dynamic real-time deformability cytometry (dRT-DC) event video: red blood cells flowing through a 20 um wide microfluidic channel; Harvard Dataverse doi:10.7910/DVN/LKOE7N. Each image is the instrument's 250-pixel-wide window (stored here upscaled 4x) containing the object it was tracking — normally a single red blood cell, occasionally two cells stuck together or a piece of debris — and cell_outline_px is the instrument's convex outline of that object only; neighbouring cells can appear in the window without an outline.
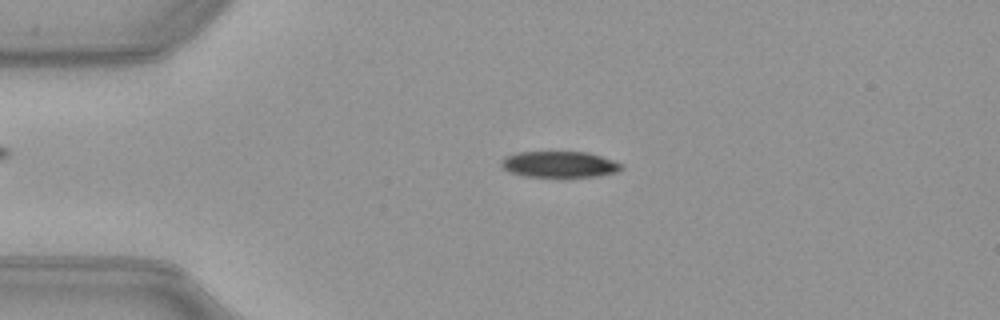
{"species": "common noctule bat (a hibernating species)", "species_latin": "Nyctalus noctula", "temperature_condition": "warm", "stored_images_in_passage": 51, "camera_frame_rate_fps": 3000, "um_per_image_px": 0.085, "animal": {"sex": "female", "body_mass_g": 21.9}, "frame": {"image": 1, "passage_image": 11, "time_ms": 3.333, "image_size_px": [1000, 320], "cell_outline_px": [[624, 168], [616, 172], [596, 176], [520, 176], [508, 172], [500, 164], [500, 160], [504, 156], [516, 152], [588, 152], [624, 164]], "centroid_in_image_um": [47.51, 13.96], "position_along_channel_um": 37.5, "area_um2": 18.32}}
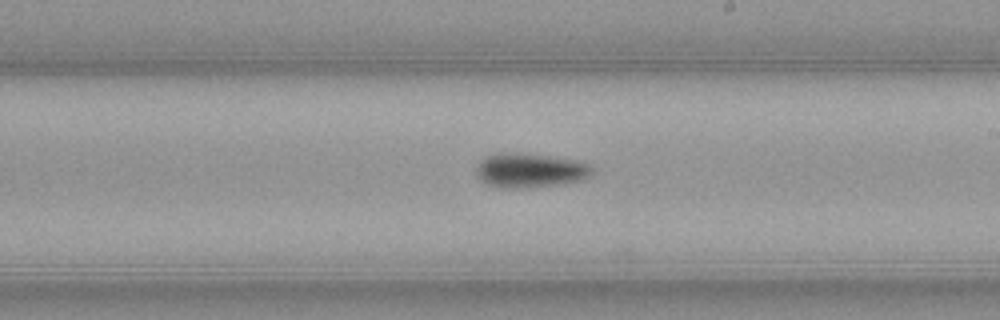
{"frame": {"image": 2, "passage_image": 29, "time_ms": 9.333, "image_size_px": [1000, 320], "cell_outline_px": [[592, 176], [584, 180], [564, 184], [528, 188], [500, 188], [488, 184], [480, 180], [476, 176], [476, 168], [480, 160], [484, 156], [500, 152], [504, 152], [548, 156], [580, 160], [588, 164], [592, 168]], "centroid_in_image_um": [45.06, 14.5], "position_along_channel_um": 243.9, "area_um2": 23.64}}
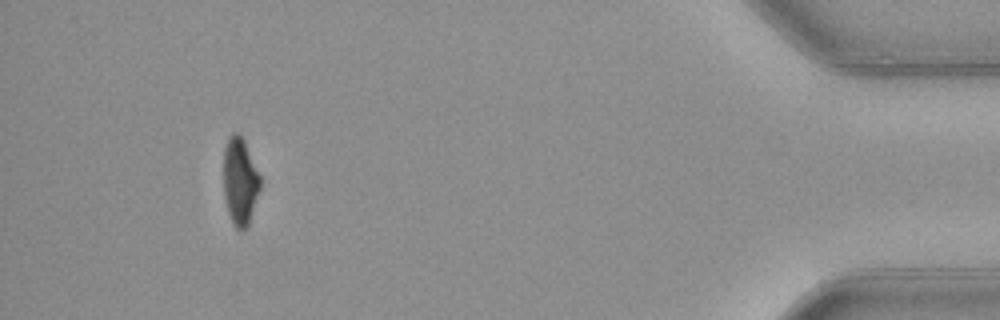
{"frame": {"image": 3, "passage_image": 47, "time_ms": 15.333, "image_size_px": [1000, 320], "cell_outline_px": [[260, 188], [248, 224], [240, 232], [232, 224], [224, 200], [224, 148], [228, 136], [232, 132], [236, 132], [244, 140], [260, 176]], "centroid_in_image_um": [20.38, 15.41], "position_along_channel_um": 414.8, "area_um2": 18.55}, "authors_computed_cell_mechanics": {"area_um2": 20.519, "velocity_mm_per_s": 4.0119, "shape_relaxation_time_tau1_ms": 2.6542, "shape_relaxation_time_tau2_ms": null, "deformation_change_tau1": 0.1522, "deformation_change_tau2": null}}